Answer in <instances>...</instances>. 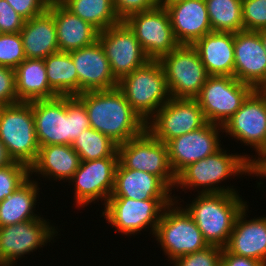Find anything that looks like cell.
Masks as SVG:
<instances>
[{"label":"cell","mask_w":266,"mask_h":266,"mask_svg":"<svg viewBox=\"0 0 266 266\" xmlns=\"http://www.w3.org/2000/svg\"><path fill=\"white\" fill-rule=\"evenodd\" d=\"M220 266H266V264L256 259L231 254L223 248Z\"/></svg>","instance_id":"cell-42"},{"label":"cell","mask_w":266,"mask_h":266,"mask_svg":"<svg viewBox=\"0 0 266 266\" xmlns=\"http://www.w3.org/2000/svg\"><path fill=\"white\" fill-rule=\"evenodd\" d=\"M176 40L180 45H193L212 32L205 0H162Z\"/></svg>","instance_id":"cell-21"},{"label":"cell","mask_w":266,"mask_h":266,"mask_svg":"<svg viewBox=\"0 0 266 266\" xmlns=\"http://www.w3.org/2000/svg\"><path fill=\"white\" fill-rule=\"evenodd\" d=\"M78 75V95L88 91L110 90L118 86L110 62L97 40L94 44L69 52Z\"/></svg>","instance_id":"cell-20"},{"label":"cell","mask_w":266,"mask_h":266,"mask_svg":"<svg viewBox=\"0 0 266 266\" xmlns=\"http://www.w3.org/2000/svg\"><path fill=\"white\" fill-rule=\"evenodd\" d=\"M253 90L232 76H209L195 99L207 122L223 126Z\"/></svg>","instance_id":"cell-11"},{"label":"cell","mask_w":266,"mask_h":266,"mask_svg":"<svg viewBox=\"0 0 266 266\" xmlns=\"http://www.w3.org/2000/svg\"><path fill=\"white\" fill-rule=\"evenodd\" d=\"M223 126L207 122L204 126L169 140L168 160L177 176L188 165L215 154L222 147Z\"/></svg>","instance_id":"cell-18"},{"label":"cell","mask_w":266,"mask_h":266,"mask_svg":"<svg viewBox=\"0 0 266 266\" xmlns=\"http://www.w3.org/2000/svg\"><path fill=\"white\" fill-rule=\"evenodd\" d=\"M124 22L134 32L151 60H159L180 45L175 38L169 14L162 3L151 10L133 13Z\"/></svg>","instance_id":"cell-12"},{"label":"cell","mask_w":266,"mask_h":266,"mask_svg":"<svg viewBox=\"0 0 266 266\" xmlns=\"http://www.w3.org/2000/svg\"><path fill=\"white\" fill-rule=\"evenodd\" d=\"M25 19L6 1L0 0V31L2 33H20Z\"/></svg>","instance_id":"cell-40"},{"label":"cell","mask_w":266,"mask_h":266,"mask_svg":"<svg viewBox=\"0 0 266 266\" xmlns=\"http://www.w3.org/2000/svg\"><path fill=\"white\" fill-rule=\"evenodd\" d=\"M171 97L195 99L209 74L192 45H179L159 59Z\"/></svg>","instance_id":"cell-9"},{"label":"cell","mask_w":266,"mask_h":266,"mask_svg":"<svg viewBox=\"0 0 266 266\" xmlns=\"http://www.w3.org/2000/svg\"><path fill=\"white\" fill-rule=\"evenodd\" d=\"M47 10L55 20L59 51H74L90 46L98 40L99 31L71 13L59 1H50Z\"/></svg>","instance_id":"cell-24"},{"label":"cell","mask_w":266,"mask_h":266,"mask_svg":"<svg viewBox=\"0 0 266 266\" xmlns=\"http://www.w3.org/2000/svg\"><path fill=\"white\" fill-rule=\"evenodd\" d=\"M214 32L237 33L244 30L242 0H205Z\"/></svg>","instance_id":"cell-32"},{"label":"cell","mask_w":266,"mask_h":266,"mask_svg":"<svg viewBox=\"0 0 266 266\" xmlns=\"http://www.w3.org/2000/svg\"><path fill=\"white\" fill-rule=\"evenodd\" d=\"M77 97L84 103L90 127L109 137L117 145L141 135L146 122L116 87L83 92Z\"/></svg>","instance_id":"cell-1"},{"label":"cell","mask_w":266,"mask_h":266,"mask_svg":"<svg viewBox=\"0 0 266 266\" xmlns=\"http://www.w3.org/2000/svg\"><path fill=\"white\" fill-rule=\"evenodd\" d=\"M118 155L119 163L124 168L156 175L171 190L175 189L176 175L170 167L167 145L147 129L141 135L118 145Z\"/></svg>","instance_id":"cell-10"},{"label":"cell","mask_w":266,"mask_h":266,"mask_svg":"<svg viewBox=\"0 0 266 266\" xmlns=\"http://www.w3.org/2000/svg\"><path fill=\"white\" fill-rule=\"evenodd\" d=\"M117 88L145 122L171 99L159 60L150 59L142 67L125 75L118 81Z\"/></svg>","instance_id":"cell-5"},{"label":"cell","mask_w":266,"mask_h":266,"mask_svg":"<svg viewBox=\"0 0 266 266\" xmlns=\"http://www.w3.org/2000/svg\"><path fill=\"white\" fill-rule=\"evenodd\" d=\"M207 120L196 99L171 97L147 122L146 129L165 144L204 126Z\"/></svg>","instance_id":"cell-13"},{"label":"cell","mask_w":266,"mask_h":266,"mask_svg":"<svg viewBox=\"0 0 266 266\" xmlns=\"http://www.w3.org/2000/svg\"><path fill=\"white\" fill-rule=\"evenodd\" d=\"M35 180V181H34ZM29 178L10 196L0 202V227L9 226L41 217L34 213L39 196L36 179Z\"/></svg>","instance_id":"cell-29"},{"label":"cell","mask_w":266,"mask_h":266,"mask_svg":"<svg viewBox=\"0 0 266 266\" xmlns=\"http://www.w3.org/2000/svg\"><path fill=\"white\" fill-rule=\"evenodd\" d=\"M185 206L208 245L224 248L235 220L247 202L237 193H199Z\"/></svg>","instance_id":"cell-4"},{"label":"cell","mask_w":266,"mask_h":266,"mask_svg":"<svg viewBox=\"0 0 266 266\" xmlns=\"http://www.w3.org/2000/svg\"><path fill=\"white\" fill-rule=\"evenodd\" d=\"M162 0H112L116 15L124 21L129 15L151 10L157 7Z\"/></svg>","instance_id":"cell-38"},{"label":"cell","mask_w":266,"mask_h":266,"mask_svg":"<svg viewBox=\"0 0 266 266\" xmlns=\"http://www.w3.org/2000/svg\"><path fill=\"white\" fill-rule=\"evenodd\" d=\"M25 20L43 14L50 0H6Z\"/></svg>","instance_id":"cell-41"},{"label":"cell","mask_w":266,"mask_h":266,"mask_svg":"<svg viewBox=\"0 0 266 266\" xmlns=\"http://www.w3.org/2000/svg\"><path fill=\"white\" fill-rule=\"evenodd\" d=\"M192 46L209 76L234 77V33L212 31Z\"/></svg>","instance_id":"cell-25"},{"label":"cell","mask_w":266,"mask_h":266,"mask_svg":"<svg viewBox=\"0 0 266 266\" xmlns=\"http://www.w3.org/2000/svg\"><path fill=\"white\" fill-rule=\"evenodd\" d=\"M29 103L40 147L71 145L82 131L90 128L85 105L77 96H56Z\"/></svg>","instance_id":"cell-2"},{"label":"cell","mask_w":266,"mask_h":266,"mask_svg":"<svg viewBox=\"0 0 266 266\" xmlns=\"http://www.w3.org/2000/svg\"><path fill=\"white\" fill-rule=\"evenodd\" d=\"M20 35L26 58L45 59L50 54L59 52L55 20L48 10L25 20Z\"/></svg>","instance_id":"cell-27"},{"label":"cell","mask_w":266,"mask_h":266,"mask_svg":"<svg viewBox=\"0 0 266 266\" xmlns=\"http://www.w3.org/2000/svg\"><path fill=\"white\" fill-rule=\"evenodd\" d=\"M98 41L118 81L150 60L134 32L124 21L99 32Z\"/></svg>","instance_id":"cell-16"},{"label":"cell","mask_w":266,"mask_h":266,"mask_svg":"<svg viewBox=\"0 0 266 266\" xmlns=\"http://www.w3.org/2000/svg\"><path fill=\"white\" fill-rule=\"evenodd\" d=\"M223 248L209 245L203 250L178 257L173 266H220Z\"/></svg>","instance_id":"cell-37"},{"label":"cell","mask_w":266,"mask_h":266,"mask_svg":"<svg viewBox=\"0 0 266 266\" xmlns=\"http://www.w3.org/2000/svg\"><path fill=\"white\" fill-rule=\"evenodd\" d=\"M14 70L19 102L29 103L58 96L49 86L44 59L26 58Z\"/></svg>","instance_id":"cell-28"},{"label":"cell","mask_w":266,"mask_h":266,"mask_svg":"<svg viewBox=\"0 0 266 266\" xmlns=\"http://www.w3.org/2000/svg\"><path fill=\"white\" fill-rule=\"evenodd\" d=\"M252 174L266 179V152H264L259 158L253 156Z\"/></svg>","instance_id":"cell-43"},{"label":"cell","mask_w":266,"mask_h":266,"mask_svg":"<svg viewBox=\"0 0 266 266\" xmlns=\"http://www.w3.org/2000/svg\"><path fill=\"white\" fill-rule=\"evenodd\" d=\"M30 177H32L30 168L19 162L0 168V202L10 196Z\"/></svg>","instance_id":"cell-35"},{"label":"cell","mask_w":266,"mask_h":266,"mask_svg":"<svg viewBox=\"0 0 266 266\" xmlns=\"http://www.w3.org/2000/svg\"><path fill=\"white\" fill-rule=\"evenodd\" d=\"M44 217L0 227V266H14L19 258L46 246L58 232Z\"/></svg>","instance_id":"cell-14"},{"label":"cell","mask_w":266,"mask_h":266,"mask_svg":"<svg viewBox=\"0 0 266 266\" xmlns=\"http://www.w3.org/2000/svg\"><path fill=\"white\" fill-rule=\"evenodd\" d=\"M59 2L99 32L121 22L116 15L112 0H60Z\"/></svg>","instance_id":"cell-31"},{"label":"cell","mask_w":266,"mask_h":266,"mask_svg":"<svg viewBox=\"0 0 266 266\" xmlns=\"http://www.w3.org/2000/svg\"><path fill=\"white\" fill-rule=\"evenodd\" d=\"M253 158L249 155L230 154L221 148L215 154L198 160L184 168L176 176V185L182 189L201 188L197 194L206 193H238L233 189L234 186H218L227 178L241 176L243 174L252 175ZM233 175V176H232ZM217 184V185H216ZM225 187V188H224ZM194 188V189H193Z\"/></svg>","instance_id":"cell-3"},{"label":"cell","mask_w":266,"mask_h":266,"mask_svg":"<svg viewBox=\"0 0 266 266\" xmlns=\"http://www.w3.org/2000/svg\"><path fill=\"white\" fill-rule=\"evenodd\" d=\"M119 157H105L102 159L81 161L78 170L69 183L75 186L74 199L76 206L84 208L99 200L106 204L114 187L115 171Z\"/></svg>","instance_id":"cell-17"},{"label":"cell","mask_w":266,"mask_h":266,"mask_svg":"<svg viewBox=\"0 0 266 266\" xmlns=\"http://www.w3.org/2000/svg\"><path fill=\"white\" fill-rule=\"evenodd\" d=\"M262 90L266 93V86Z\"/></svg>","instance_id":"cell-46"},{"label":"cell","mask_w":266,"mask_h":266,"mask_svg":"<svg viewBox=\"0 0 266 266\" xmlns=\"http://www.w3.org/2000/svg\"><path fill=\"white\" fill-rule=\"evenodd\" d=\"M50 88L58 96L78 95V75L69 52H56L44 59Z\"/></svg>","instance_id":"cell-30"},{"label":"cell","mask_w":266,"mask_h":266,"mask_svg":"<svg viewBox=\"0 0 266 266\" xmlns=\"http://www.w3.org/2000/svg\"><path fill=\"white\" fill-rule=\"evenodd\" d=\"M244 30H266V0H242Z\"/></svg>","instance_id":"cell-36"},{"label":"cell","mask_w":266,"mask_h":266,"mask_svg":"<svg viewBox=\"0 0 266 266\" xmlns=\"http://www.w3.org/2000/svg\"><path fill=\"white\" fill-rule=\"evenodd\" d=\"M26 59L20 33L0 35V65L15 69Z\"/></svg>","instance_id":"cell-34"},{"label":"cell","mask_w":266,"mask_h":266,"mask_svg":"<svg viewBox=\"0 0 266 266\" xmlns=\"http://www.w3.org/2000/svg\"><path fill=\"white\" fill-rule=\"evenodd\" d=\"M259 34H260L261 41L263 43L264 49L266 51V30H260Z\"/></svg>","instance_id":"cell-45"},{"label":"cell","mask_w":266,"mask_h":266,"mask_svg":"<svg viewBox=\"0 0 266 266\" xmlns=\"http://www.w3.org/2000/svg\"><path fill=\"white\" fill-rule=\"evenodd\" d=\"M261 156L266 152V93L254 89L236 113L223 125V133Z\"/></svg>","instance_id":"cell-15"},{"label":"cell","mask_w":266,"mask_h":266,"mask_svg":"<svg viewBox=\"0 0 266 266\" xmlns=\"http://www.w3.org/2000/svg\"><path fill=\"white\" fill-rule=\"evenodd\" d=\"M81 159L71 145H46L39 148L35 163L30 167V175L41 174L49 180L69 181L78 170Z\"/></svg>","instance_id":"cell-26"},{"label":"cell","mask_w":266,"mask_h":266,"mask_svg":"<svg viewBox=\"0 0 266 266\" xmlns=\"http://www.w3.org/2000/svg\"><path fill=\"white\" fill-rule=\"evenodd\" d=\"M81 161L119 157L118 145L93 128L82 131L71 144Z\"/></svg>","instance_id":"cell-33"},{"label":"cell","mask_w":266,"mask_h":266,"mask_svg":"<svg viewBox=\"0 0 266 266\" xmlns=\"http://www.w3.org/2000/svg\"><path fill=\"white\" fill-rule=\"evenodd\" d=\"M234 77L253 89L266 86V51L259 31L234 33Z\"/></svg>","instance_id":"cell-19"},{"label":"cell","mask_w":266,"mask_h":266,"mask_svg":"<svg viewBox=\"0 0 266 266\" xmlns=\"http://www.w3.org/2000/svg\"><path fill=\"white\" fill-rule=\"evenodd\" d=\"M173 201L174 199L134 200L109 197L100 217L104 216L118 233L130 236L151 228L150 232L154 236L164 209Z\"/></svg>","instance_id":"cell-8"},{"label":"cell","mask_w":266,"mask_h":266,"mask_svg":"<svg viewBox=\"0 0 266 266\" xmlns=\"http://www.w3.org/2000/svg\"><path fill=\"white\" fill-rule=\"evenodd\" d=\"M0 140L14 162L29 168L35 163L40 146L30 103L17 102L0 106Z\"/></svg>","instance_id":"cell-6"},{"label":"cell","mask_w":266,"mask_h":266,"mask_svg":"<svg viewBox=\"0 0 266 266\" xmlns=\"http://www.w3.org/2000/svg\"><path fill=\"white\" fill-rule=\"evenodd\" d=\"M178 201L179 199L173 201L164 209L154 233L157 243L161 245L170 263L178 257L209 246L192 217L183 208L185 206L180 204L178 207Z\"/></svg>","instance_id":"cell-7"},{"label":"cell","mask_w":266,"mask_h":266,"mask_svg":"<svg viewBox=\"0 0 266 266\" xmlns=\"http://www.w3.org/2000/svg\"><path fill=\"white\" fill-rule=\"evenodd\" d=\"M17 102L15 70L0 65V106Z\"/></svg>","instance_id":"cell-39"},{"label":"cell","mask_w":266,"mask_h":266,"mask_svg":"<svg viewBox=\"0 0 266 266\" xmlns=\"http://www.w3.org/2000/svg\"><path fill=\"white\" fill-rule=\"evenodd\" d=\"M248 205L238 214L227 245L229 253L266 264V216L246 219Z\"/></svg>","instance_id":"cell-22"},{"label":"cell","mask_w":266,"mask_h":266,"mask_svg":"<svg viewBox=\"0 0 266 266\" xmlns=\"http://www.w3.org/2000/svg\"><path fill=\"white\" fill-rule=\"evenodd\" d=\"M14 160L11 158L10 154L4 143L0 140V168L8 167L13 164Z\"/></svg>","instance_id":"cell-44"},{"label":"cell","mask_w":266,"mask_h":266,"mask_svg":"<svg viewBox=\"0 0 266 266\" xmlns=\"http://www.w3.org/2000/svg\"><path fill=\"white\" fill-rule=\"evenodd\" d=\"M171 191L158 176L141 170L126 169L118 163L110 197H127L134 200H177V196H172Z\"/></svg>","instance_id":"cell-23"}]
</instances>
